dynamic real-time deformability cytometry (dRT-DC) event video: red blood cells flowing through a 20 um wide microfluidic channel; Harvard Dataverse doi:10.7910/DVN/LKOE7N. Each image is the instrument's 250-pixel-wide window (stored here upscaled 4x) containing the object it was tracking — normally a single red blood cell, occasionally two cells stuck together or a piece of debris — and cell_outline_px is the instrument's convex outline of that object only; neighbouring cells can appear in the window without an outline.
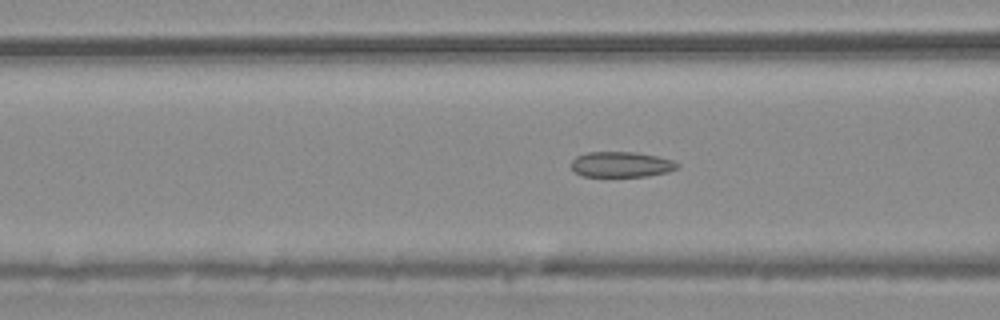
{"species": "common noctule bat (a hibernating species)", "species_latin": "Nyctalus noctula", "temperature_condition": "warm", "stored_images_in_passage": 49, "camera_frame_rate_fps": 3000, "um_per_image_px": 0.085, "animal": {"sex": "male", "body_mass_g": 20.4}, "frame": {"image": 1, "passage_image": 16, "time_ms": 5.0, "image_size_px": [1000, 320], "cell_outline_px": [[680, 164], [676, 168], [668, 172], [648, 176], [580, 176], [572, 168], [572, 160], [576, 156], [588, 152], [636, 152], [656, 156], [672, 160]], "centroid_in_image_um": [52.8, 13.97], "position_along_channel_um": 113.8, "area_um2": 15.66}}
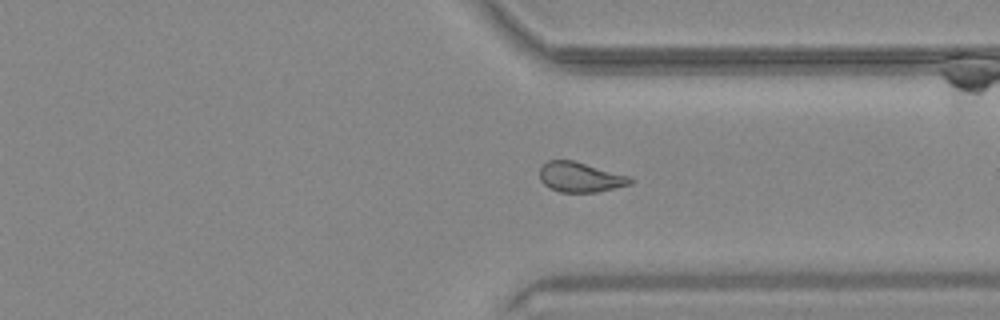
{"frame": {"image": 2, "passage_image": 36, "time_ms": 11.667, "image_size_px": [1000, 320], "cell_outline_px": [[636, 180], [632, 184], [596, 192], [560, 192], [544, 184], [540, 180], [540, 168], [548, 160], [572, 160], [632, 176]], "centroid_in_image_um": [49.38, 15.05], "position_along_channel_um": 362.0, "area_um2": 15.9}}
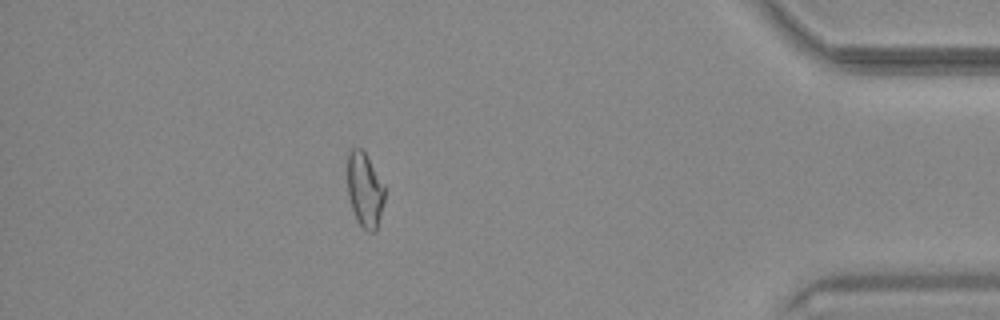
{"frame": {"image": 3, "passage_image": 43, "time_ms": 14.0, "image_size_px": [1000, 320], "cell_outline_px": [[384, 200], [376, 232], [368, 232], [356, 220], [348, 196], [344, 160], [348, 148], [360, 148], [364, 152], [384, 184]], "centroid_in_image_um": [30.93, 16.07], "position_along_channel_um": 404.3, "area_um2": 16.76}, "authors_computed_cell_mechanics": {"area_um2": 16.5308, "velocity_mm_per_s": 3.716, "shape_relaxation_time_tau1_ms": null, "shape_relaxation_time_tau2_ms": 2.5764, "deformation_change_tau1": null, "deformation_change_tau2": 0.0957}}